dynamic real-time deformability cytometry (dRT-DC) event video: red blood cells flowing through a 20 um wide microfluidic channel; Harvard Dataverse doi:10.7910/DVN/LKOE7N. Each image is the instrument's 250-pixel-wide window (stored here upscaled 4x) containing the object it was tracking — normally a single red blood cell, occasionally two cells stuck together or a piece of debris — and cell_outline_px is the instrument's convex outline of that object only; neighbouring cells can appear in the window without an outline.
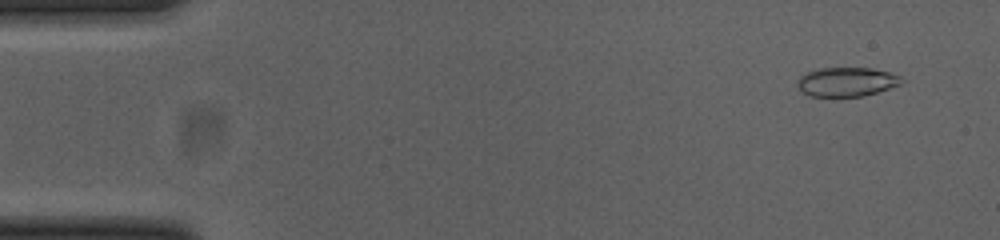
{"species": "common noctule bat (a hibernating species)", "species_latin": "Nyctalus noctula", "temperature_condition": "cold", "stored_images_in_passage": 53, "camera_frame_rate_fps": 3000, "um_per_image_px": 0.085, "animal": {"sex": "female", "body_mass_g": 23.0, "forearm_length_mm": 53.4}, "frame": {"image": 1, "passage_image": 4, "time_ms": 1.0, "image_size_px": [1000, 240], "cell_outline_px": [[904, 80], [900, 84], [864, 96], [808, 96], [800, 92], [796, 84], [800, 76], [808, 72], [820, 68], [872, 68], [888, 72], [900, 76]], "centroid_in_image_um": [71.92, 6.96], "position_along_channel_um": 13.1, "area_um2": 17.63}}
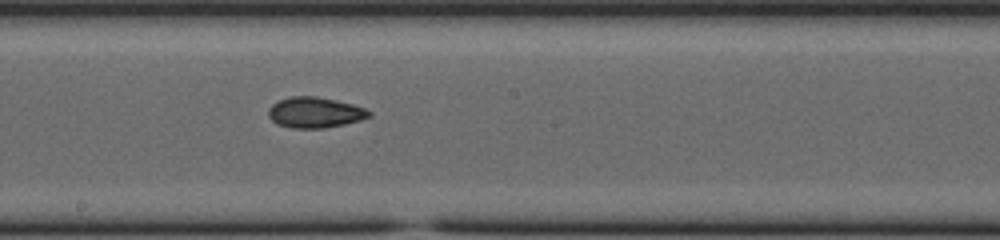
{"frame": {"image": 2, "passage_image": 29, "time_ms": 9.333, "image_size_px": [1000, 240], "cell_outline_px": [[372, 116], [360, 120], [344, 124], [320, 128], [296, 128], [276, 124], [268, 116], [268, 108], [272, 104], [288, 96], [316, 96], [336, 100], [352, 104], [364, 108], [372, 112]], "centroid_in_image_um": [26.76, 9.55], "position_along_channel_um": 221.4, "area_um2": 17.98}}
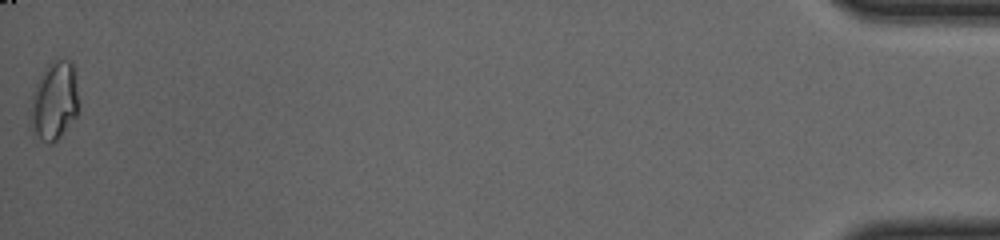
{"frame": {"image": 3, "passage_image": 53, "time_ms": 17.333, "image_size_px": [1000, 240], "cell_outline_px": [[76, 116], [60, 136], [52, 144], [48, 144], [36, 132], [28, 120], [32, 96], [36, 84], [44, 68], [52, 60], [72, 60], [76, 84]], "centroid_in_image_um": [4.58, 8.55], "position_along_channel_um": 430.6, "area_um2": 21.5}, "authors_computed_cell_mechanics": {"area_um2": 18.0336, "velocity_mm_per_s": 3.8681, "shape_relaxation_time_tau1_ms": 9.7362, "shape_relaxation_time_tau2_ms": 6.2053, "deformation_change_tau1": 0.1673, "deformation_change_tau2": 0.0772}}